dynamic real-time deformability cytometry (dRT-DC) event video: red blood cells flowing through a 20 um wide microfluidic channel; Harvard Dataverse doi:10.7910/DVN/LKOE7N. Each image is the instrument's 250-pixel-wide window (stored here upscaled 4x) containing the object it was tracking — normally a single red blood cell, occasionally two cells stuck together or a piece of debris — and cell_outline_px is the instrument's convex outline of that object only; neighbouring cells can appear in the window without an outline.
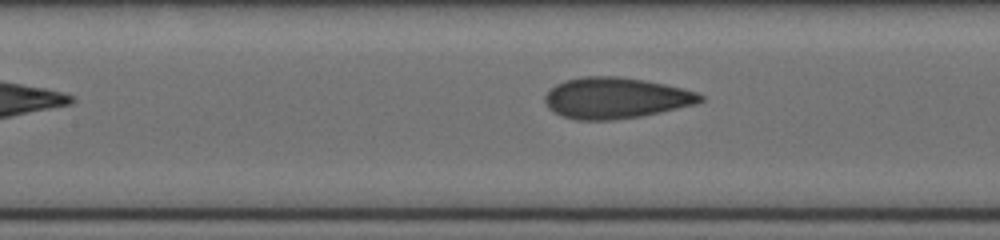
{"species": "human", "species_latin": "Homo sapiens", "temperature_condition": "cold", "stored_images_in_passage": 10, "segment_of_instrument_passage": [2, 2], "camera_frame_rate_fps": 3000, "um_per_image_px": 0.085, "donor": {"sex": "female"}, "frame": {"image": 1, "passage_image": 10, "time_ms": 6.667, "image_size_px": [1000, 240], "cell_outline_px": [[704, 100], [696, 104], [640, 116], [612, 120], [576, 120], [564, 116], [548, 108], [544, 100], [544, 96], [556, 84], [564, 80], [584, 76], [616, 76], [644, 80], [684, 88], [696, 92], [704, 96]], "centroid_in_image_um": [52.33, 8.32], "position_along_channel_um": 155.1, "area_um2": 36.99}}